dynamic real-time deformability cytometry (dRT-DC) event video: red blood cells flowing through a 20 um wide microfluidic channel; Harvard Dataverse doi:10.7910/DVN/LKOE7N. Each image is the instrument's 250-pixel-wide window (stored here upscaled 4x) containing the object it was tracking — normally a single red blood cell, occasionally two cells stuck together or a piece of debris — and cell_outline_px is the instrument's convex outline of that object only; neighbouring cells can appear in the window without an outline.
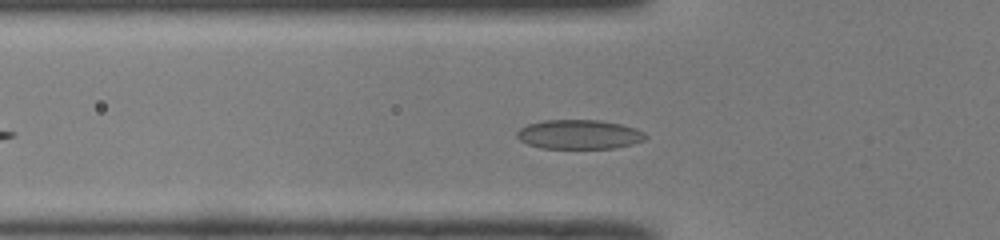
{"species": "common noctule bat (a hibernating species)", "species_latin": "Nyctalus noctula", "temperature_condition": "room temperature", "stored_images_in_passage": 39, "camera_frame_rate_fps": 3000, "um_per_image_px": 0.085, "animal": {"sex": "male", "body_mass_g": 19.0, "forearm_length_mm": 50.8}, "frame": {"image": 1, "passage_image": 9, "time_ms": 2.667, "image_size_px": [1000, 240], "cell_outline_px": [[648, 136], [644, 140], [632, 144], [616, 148], [540, 148], [528, 144], [520, 140], [516, 136], [516, 132], [520, 128], [528, 124], [544, 120], [600, 120], [620, 124], [636, 128], [644, 132]], "centroid_in_image_um": [49.23, 11.42], "position_along_channel_um": 76.6, "area_um2": 22.02}}
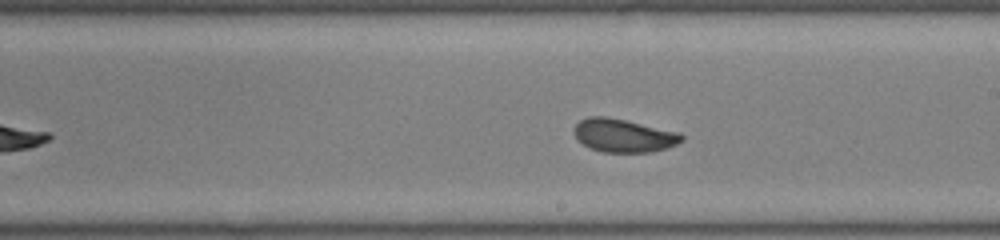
{"frame": {"image": 2, "passage_image": 21, "time_ms": 6.667, "image_size_px": [1000, 240], "cell_outline_px": [[684, 140], [668, 148], [652, 152], [604, 152], [588, 148], [576, 140], [572, 132], [576, 124], [580, 120], [588, 116], [604, 116], [624, 120], [680, 132], [684, 136]], "centroid_in_image_um": [52.98, 11.53], "position_along_channel_um": 236.0, "area_um2": 21.1}}
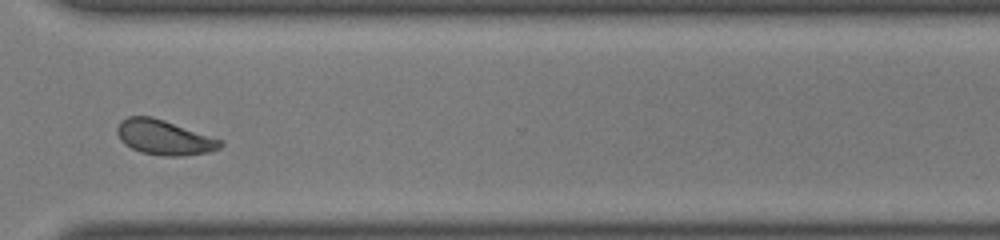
{"frame": {"image": 3, "passage_image": 30, "time_ms": 9.667, "image_size_px": [1000, 240], "cell_outline_px": [[224, 144], [220, 148], [208, 152], [184, 156], [164, 156], [140, 152], [124, 144], [120, 140], [116, 132], [116, 128], [120, 120], [128, 116], [152, 116], [224, 140]], "centroid_in_image_um": [13.95, 11.68], "position_along_channel_um": 356.7, "area_um2": 21.21}, "authors_computed_cell_mechanics": {"area_um2": 20.9236, "velocity_mm_per_s": 3.9935, "shape_relaxation_time_tau1_ms": 3.2393, "shape_relaxation_time_tau2_ms": 1.5114, "deformation_change_tau1": 0.1069, "deformation_change_tau2": 0.0529}}